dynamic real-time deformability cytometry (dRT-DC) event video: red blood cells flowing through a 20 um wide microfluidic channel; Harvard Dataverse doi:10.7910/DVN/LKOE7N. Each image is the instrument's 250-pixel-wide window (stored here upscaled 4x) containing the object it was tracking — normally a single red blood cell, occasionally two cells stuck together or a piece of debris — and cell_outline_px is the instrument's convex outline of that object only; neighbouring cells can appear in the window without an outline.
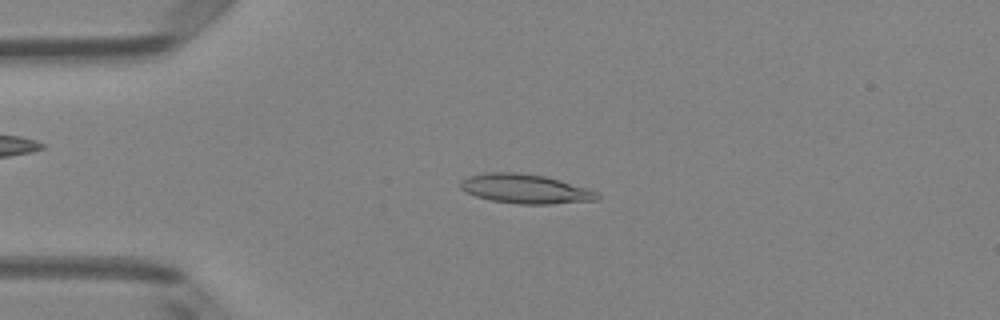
{"species": "Egyptian fruit bat (a non-hibernating species)", "species_latin": "Rousettus aegyptiacus", "temperature_condition": "room temperature", "stored_images_in_passage": 49, "camera_frame_rate_fps": 3000, "um_per_image_px": 0.085, "animal": {"sex": "female"}, "frame": {"image": 1, "passage_image": 11, "time_ms": 3.333, "image_size_px": [1000, 320], "cell_outline_px": [[600, 200], [548, 204], [516, 204], [488, 200], [464, 192], [460, 188], [460, 180], [468, 176], [488, 172], [516, 172], [544, 176], [560, 180], [588, 188], [596, 192], [600, 196]], "centroid_in_image_um": [44.62, 16.06], "position_along_channel_um": 40.4, "area_um2": 23.58}}
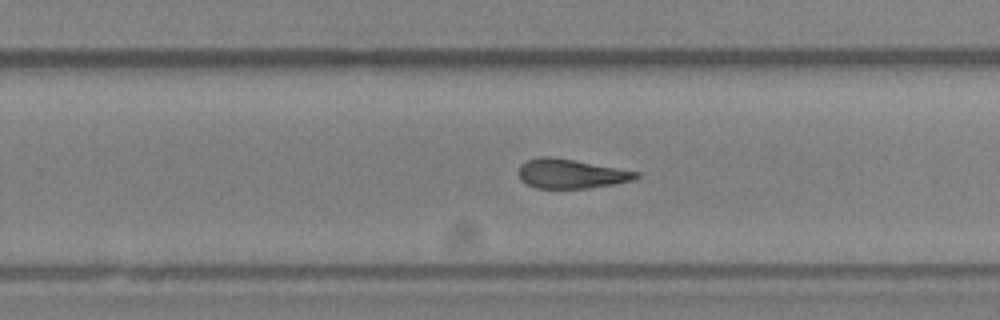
{"frame": {"image": 2, "passage_image": 31, "time_ms": 10.0, "image_size_px": [1000, 320], "cell_outline_px": [[640, 176], [636, 180], [588, 188], [536, 188], [520, 180], [520, 164], [528, 160], [540, 156], [552, 156], [640, 172]], "centroid_in_image_um": [48.56, 14.76], "position_along_channel_um": 281.2, "area_um2": 20.0}}
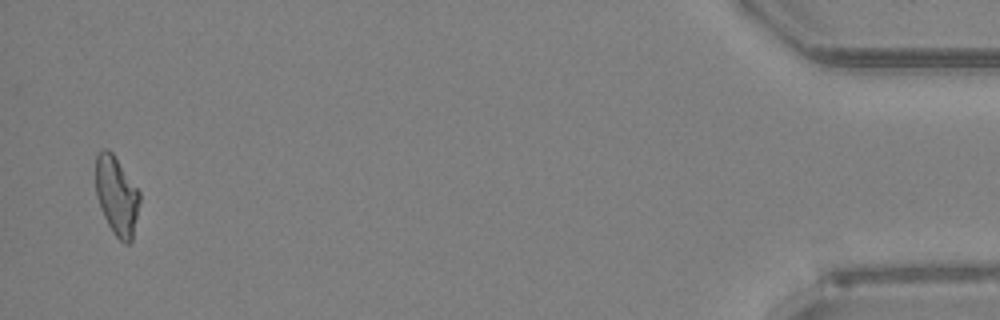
{"frame": {"image": 3, "passage_image": 48, "time_ms": 15.667, "image_size_px": [1000, 320], "cell_outline_px": [[140, 200], [132, 240], [128, 244], [124, 244], [112, 232], [100, 208], [96, 196], [96, 152], [100, 148], [108, 148], [112, 152], [140, 192]], "centroid_in_image_um": [9.9, 16.62], "position_along_channel_um": 425.3, "area_um2": 20.29}, "authors_computed_cell_mechanics": {"area_um2": 20.9236, "velocity_mm_per_s": 4.0461, "shape_relaxation_time_tau1_ms": 8.1488, "shape_relaxation_time_tau2_ms": 3.0371, "deformation_change_tau1": 0.2261, "deformation_change_tau2": 0.1386}}